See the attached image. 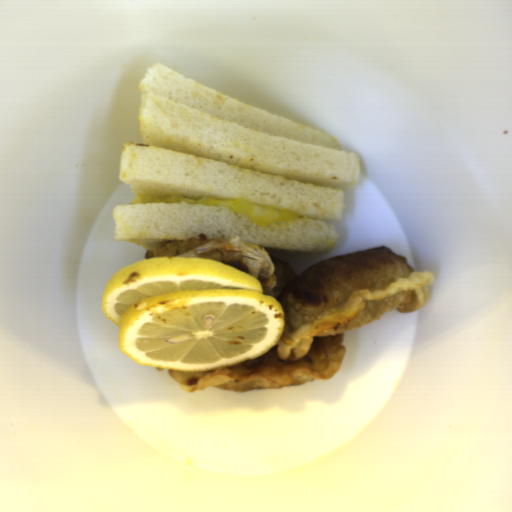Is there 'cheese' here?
Returning <instances> with one entry per match:
<instances>
[{
    "mask_svg": "<svg viewBox=\"0 0 512 512\" xmlns=\"http://www.w3.org/2000/svg\"><path fill=\"white\" fill-rule=\"evenodd\" d=\"M134 204L146 203H197L208 206H224L228 211L246 216L252 223L267 226L273 223L299 218L300 214L289 210L260 206L240 200L191 199L171 195H136Z\"/></svg>",
    "mask_w": 512,
    "mask_h": 512,
    "instance_id": "cheese-1",
    "label": "cheese"
}]
</instances>
